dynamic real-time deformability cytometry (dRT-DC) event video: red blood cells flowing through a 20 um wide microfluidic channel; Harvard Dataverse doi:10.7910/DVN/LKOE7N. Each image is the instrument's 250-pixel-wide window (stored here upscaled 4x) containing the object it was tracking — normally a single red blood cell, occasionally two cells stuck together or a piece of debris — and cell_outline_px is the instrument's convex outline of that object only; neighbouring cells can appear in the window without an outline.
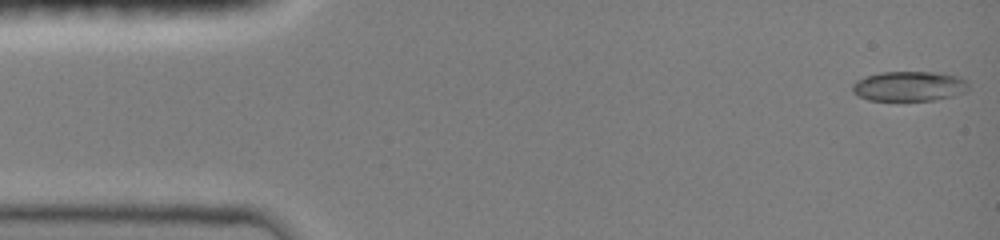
{"species": "common noctule bat (a hibernating species)", "species_latin": "Nyctalus noctula", "temperature_condition": "room temperature", "stored_images_in_passage": 47, "camera_frame_rate_fps": 3000, "um_per_image_px": 0.085, "animal": {"sex": "female", "body_mass_g": 19.0, "forearm_length_mm": 51.5}, "frame": {"image": 1, "passage_image": 1, "time_ms": 0.0, "image_size_px": [1000, 240], "cell_outline_px": [[968, 88], [964, 92], [952, 96], [932, 100], [868, 100], [852, 92], [852, 84], [856, 80], [864, 76], [880, 72], [936, 72], [956, 76], [968, 80]], "centroid_in_image_um": [77.25, 7.32], "position_along_channel_um": 7.7, "area_um2": 20.23}}
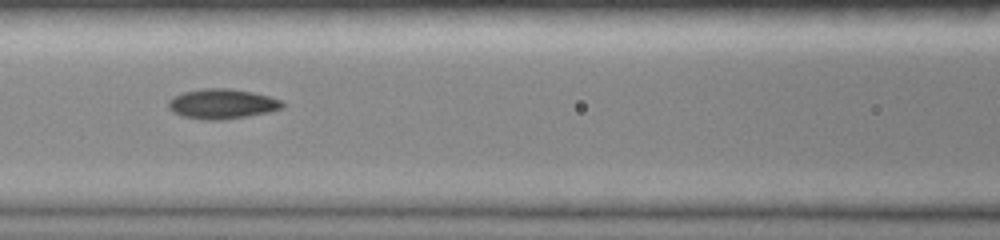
{"frame": {"image": 2, "passage_image": 20, "time_ms": 6.333, "image_size_px": [1000, 240], "cell_outline_px": [[284, 108], [268, 112], [220, 120], [204, 120], [180, 116], [172, 112], [168, 108], [168, 100], [172, 96], [184, 92], [200, 88], [228, 88], [252, 92], [268, 96], [280, 100], [284, 104]], "centroid_in_image_um": [18.81, 8.83], "position_along_channel_um": 147.8, "area_um2": 19.94}}
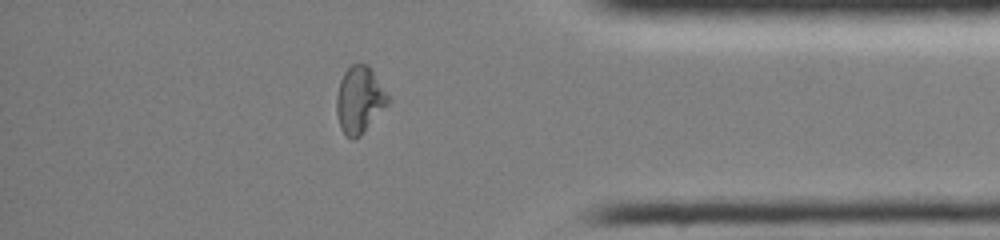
{"frame": {"image": 3, "passage_image": 40, "time_ms": 13.0, "image_size_px": [1000, 240], "cell_outline_px": [[388, 104], [360, 136], [352, 140], [340, 128], [336, 112], [336, 96], [340, 80], [344, 72], [352, 64], [368, 64], [388, 96]], "centroid_in_image_um": [30.52, 8.49], "position_along_channel_um": 404.7, "area_um2": 19.71}, "authors_computed_cell_mechanics": {"area_um2": 19.4786, "velocity_mm_per_s": 4.0493, "shape_relaxation_time_tau1_ms": 8.199, "shape_relaxation_time_tau2_ms": 2.8498, "deformation_change_tau1": 0.2413, "deformation_change_tau2": 0.0689}}